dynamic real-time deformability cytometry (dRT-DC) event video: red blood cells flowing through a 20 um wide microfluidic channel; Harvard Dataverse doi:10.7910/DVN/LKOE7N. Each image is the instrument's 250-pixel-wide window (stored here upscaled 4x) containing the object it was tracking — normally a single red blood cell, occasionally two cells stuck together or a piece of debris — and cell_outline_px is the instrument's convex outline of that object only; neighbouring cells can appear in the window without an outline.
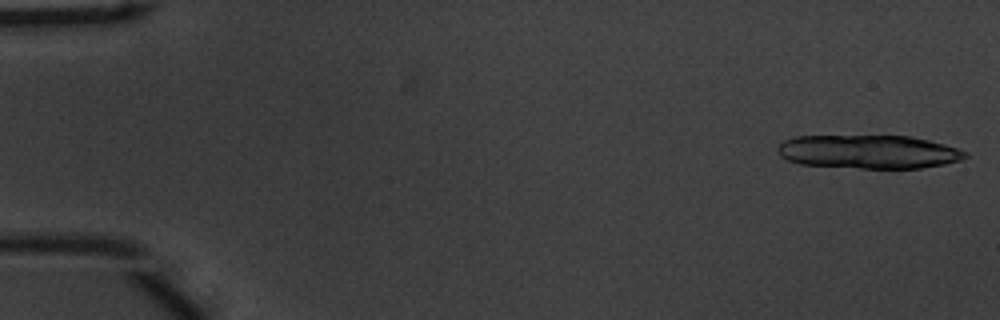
{"species": "common noctule bat (a hibernating species)", "species_latin": "Nyctalus noctula", "temperature_condition": "warm", "stored_images_in_passage": 14, "camera_frame_rate_fps": 3000, "um_per_image_px": 0.085, "animal": {"sex": "male", "body_mass_g": 20.1, "forearm_length_mm": 53.5}, "frame": {"image": 1, "passage_image": 1, "time_ms": 0.0, "image_size_px": [1000, 320], "cell_outline_px": [[968, 156], [960, 160], [944, 164], [920, 168], [860, 168], [800, 164], [788, 160], [780, 156], [780, 144], [784, 140], [796, 136], [912, 136], [944, 144], [968, 152]], "centroid_in_image_um": [73.86, 12.9], "position_along_channel_um": 11.1, "area_um2": 36.53}}